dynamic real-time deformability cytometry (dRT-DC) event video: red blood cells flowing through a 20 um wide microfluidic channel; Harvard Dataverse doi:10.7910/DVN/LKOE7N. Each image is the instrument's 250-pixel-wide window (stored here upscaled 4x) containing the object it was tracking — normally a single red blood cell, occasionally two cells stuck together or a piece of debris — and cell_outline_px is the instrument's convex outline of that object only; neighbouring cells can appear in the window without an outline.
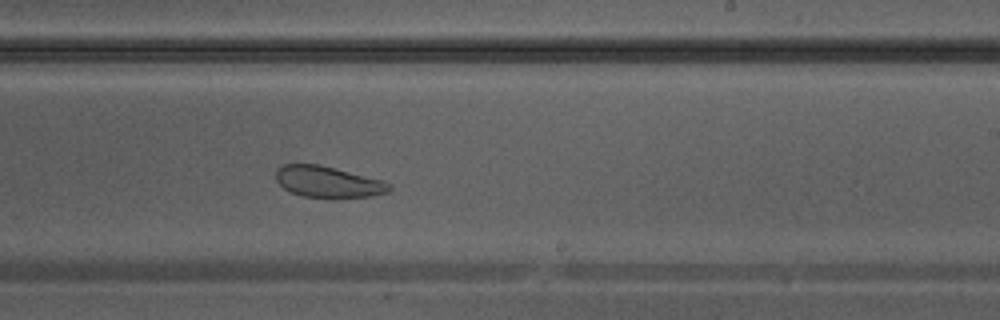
{"species": "Egyptian fruit bat (a non-hibernating species)", "species_latin": "Rousettus aegyptiacus", "temperature_condition": "warm", "stored_images_in_passage": 35, "camera_frame_rate_fps": 3000, "um_per_image_px": 0.085, "animal": {"sex": "male"}, "frame": {"image": 1, "passage_image": 20, "time_ms": 6.333, "image_size_px": [1000, 320], "cell_outline_px": [[392, 188], [388, 192], [372, 196], [332, 200], [304, 196], [292, 192], [284, 188], [276, 180], [276, 172], [284, 164], [320, 164], [384, 180], [392, 184]], "centroid_in_image_um": [27.96, 15.49], "position_along_channel_um": 261.0, "area_um2": 21.21}}